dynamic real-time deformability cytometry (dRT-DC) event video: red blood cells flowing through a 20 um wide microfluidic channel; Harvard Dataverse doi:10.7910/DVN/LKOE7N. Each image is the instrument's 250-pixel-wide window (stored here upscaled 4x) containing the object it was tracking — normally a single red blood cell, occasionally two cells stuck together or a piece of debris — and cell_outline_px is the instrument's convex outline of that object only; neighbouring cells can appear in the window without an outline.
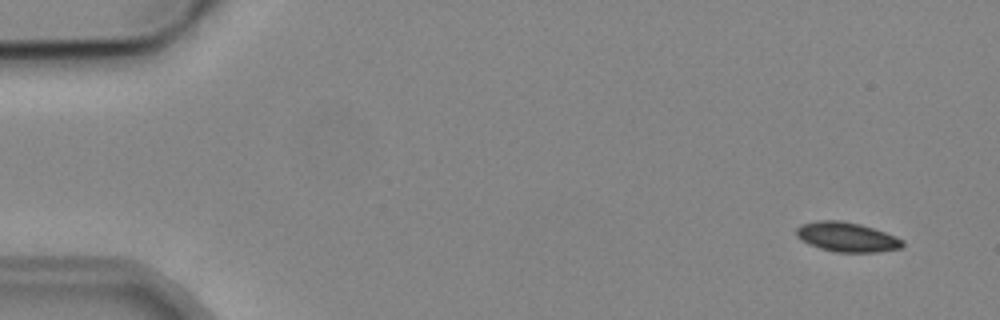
{"species": "common noctule bat (a hibernating species)", "species_latin": "Nyctalus noctula", "temperature_condition": "cold", "stored_images_in_passage": 4, "camera_frame_rate_fps": 3000, "um_per_image_px": 0.085, "animal": {"sex": "male", "body_mass_g": 19.2, "forearm_length_mm": 51.8}, "frame": {"image": 1, "passage_image": 2, "time_ms": 1.0, "image_size_px": [1000, 320], "cell_outline_px": [[904, 244], [900, 248], [880, 252], [836, 252], [820, 248], [808, 244], [800, 240], [796, 236], [796, 228], [800, 224], [816, 220], [840, 220], [860, 224], [896, 236], [904, 240]], "centroid_in_image_um": [71.95, 20.14], "position_along_channel_um": 13.0, "area_um2": 18.44}}